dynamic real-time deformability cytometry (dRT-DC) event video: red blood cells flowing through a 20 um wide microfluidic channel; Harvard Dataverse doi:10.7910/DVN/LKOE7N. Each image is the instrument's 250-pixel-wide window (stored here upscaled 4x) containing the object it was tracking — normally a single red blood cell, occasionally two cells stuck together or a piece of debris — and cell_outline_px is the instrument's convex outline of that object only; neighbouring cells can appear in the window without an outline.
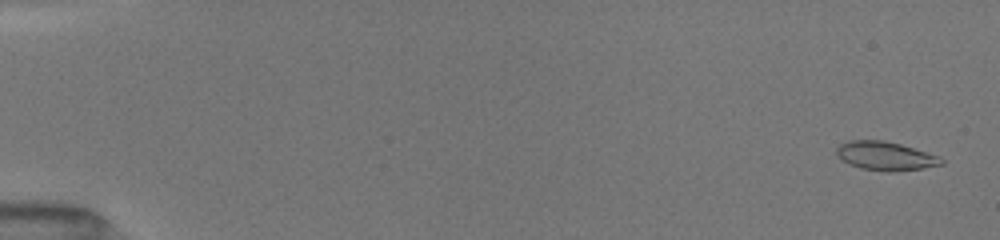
{"species": "common noctule bat (a hibernating species)", "species_latin": "Nyctalus noctula", "temperature_condition": "room temperature", "stored_images_in_passage": 7, "camera_frame_rate_fps": 3000, "um_per_image_px": 0.085, "animal": {"sex": "female", "body_mass_g": 19.5, "forearm_length_mm": 54.1}, "frame": {"image": 1, "passage_image": 1, "time_ms": 0.0, "image_size_px": [1000, 240], "cell_outline_px": [[944, 164], [924, 168], [888, 172], [860, 168], [848, 164], [840, 160], [836, 156], [836, 148], [840, 144], [848, 140], [884, 140], [900, 144], [940, 156], [944, 160]], "centroid_in_image_um": [75.23, 13.26], "position_along_channel_um": 9.8, "area_um2": 17.74}}
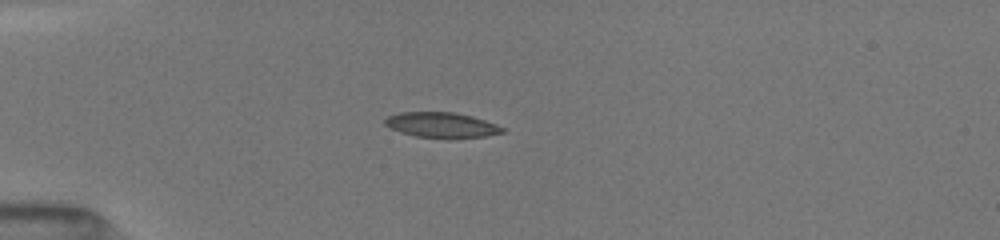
{"frame": {"image": 2, "passage_image": 6, "time_ms": 4.333, "image_size_px": [1000, 240], "cell_outline_px": [[504, 132], [484, 136], [452, 140], [448, 140], [416, 136], [400, 132], [384, 124], [384, 120], [388, 116], [400, 112], [452, 112], [472, 116], [496, 124], [504, 128]], "centroid_in_image_um": [37.54, 10.65], "position_along_channel_um": 47.5, "area_um2": 17.57}}